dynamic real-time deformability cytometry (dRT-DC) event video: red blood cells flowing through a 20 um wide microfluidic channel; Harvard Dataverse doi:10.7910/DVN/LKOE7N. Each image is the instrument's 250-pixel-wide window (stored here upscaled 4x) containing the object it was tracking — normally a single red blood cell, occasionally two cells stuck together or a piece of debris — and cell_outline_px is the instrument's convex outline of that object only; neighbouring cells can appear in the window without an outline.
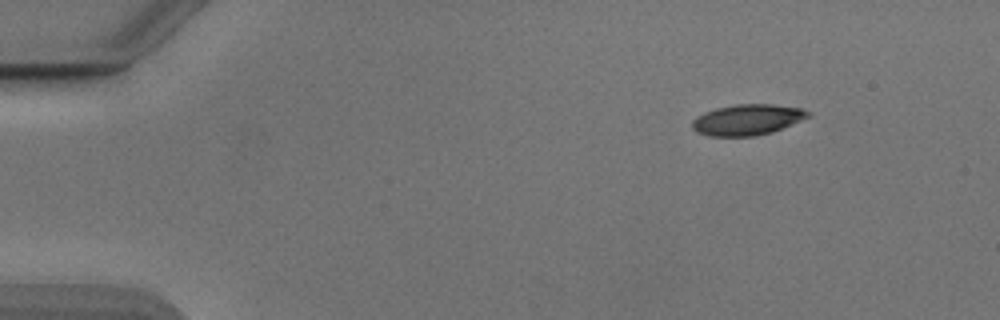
{"species": "Egyptian fruit bat (a non-hibernating species)", "species_latin": "Rousettus aegyptiacus", "temperature_condition": "cold", "stored_images_in_passage": 47, "camera_frame_rate_fps": 3000, "um_per_image_px": 0.085, "animal": {"sex": "male"}, "frame": {"image": 1, "passage_image": 1, "time_ms": 0.0, "image_size_px": [1000, 320], "cell_outline_px": [[812, 116], [772, 132], [752, 136], [708, 136], [696, 132], [692, 128], [692, 120], [696, 116], [704, 112], [716, 108], [736, 104], [772, 104], [804, 108], [812, 112]], "centroid_in_image_um": [63.54, 10.17], "position_along_channel_um": 21.5, "area_um2": 21.04}}
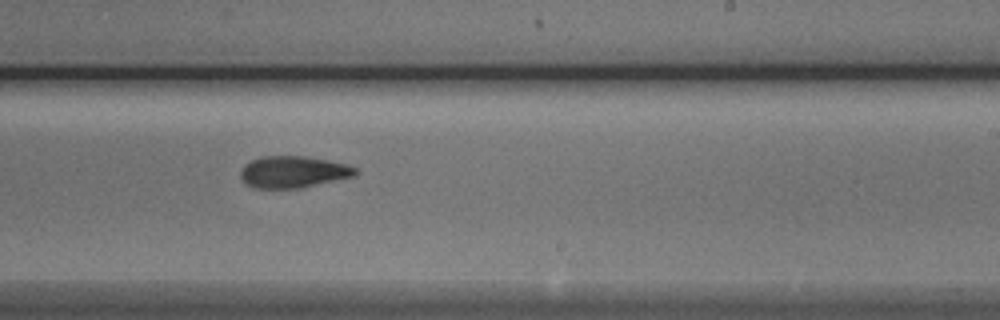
{"frame": {"image": 2, "passage_image": 27, "time_ms": 8.667, "image_size_px": [1000, 320], "cell_outline_px": [[360, 172], [356, 176], [300, 188], [252, 188], [244, 184], [240, 176], [240, 172], [244, 164], [260, 156], [304, 156], [328, 160], [348, 164], [356, 168]], "centroid_in_image_um": [24.93, 14.61], "position_along_channel_um": 264.1, "area_um2": 21.56}}
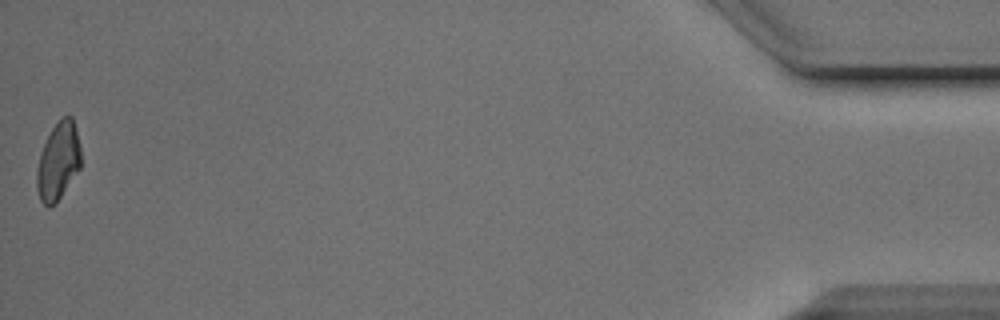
{"frame": {"image": 3, "passage_image": 47, "time_ms": 15.333, "image_size_px": [1000, 320], "cell_outline_px": [[80, 168], [56, 204], [48, 208], [40, 200], [36, 188], [36, 172], [40, 156], [44, 144], [52, 128], [60, 116], [72, 116], [80, 148]], "centroid_in_image_um": [4.93, 13.74], "position_along_channel_um": 430.3, "area_um2": 19.88}, "authors_computed_cell_mechanics": {"area_um2": 21.1548, "velocity_mm_per_s": 3.9015, "shape_relaxation_time_tau1_ms": 5.5585, "shape_relaxation_time_tau2_ms": 3.0748, "deformation_change_tau1": 0.1682, "deformation_change_tau2": 0.0975}}